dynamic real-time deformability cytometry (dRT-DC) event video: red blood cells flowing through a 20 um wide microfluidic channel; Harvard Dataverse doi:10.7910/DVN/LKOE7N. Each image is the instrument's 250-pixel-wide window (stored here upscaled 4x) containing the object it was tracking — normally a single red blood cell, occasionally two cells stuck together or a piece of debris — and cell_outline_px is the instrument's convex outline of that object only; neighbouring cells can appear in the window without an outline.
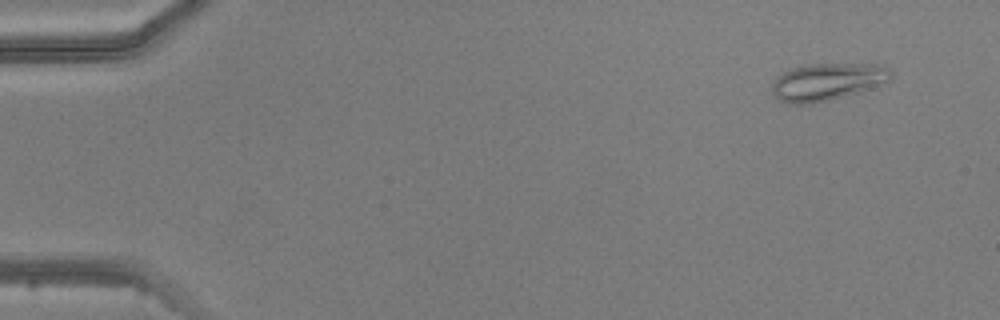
{"species": "common noctule bat (a hibernating species)", "species_latin": "Nyctalus noctula", "temperature_condition": "warm", "stored_images_in_passage": 4, "camera_frame_rate_fps": 3000, "um_per_image_px": 0.085, "animal": {"sex": "male", "body_mass_g": 20.5, "forearm_length_mm": 52.5}, "frame": {"image": 1, "passage_image": 1, "time_ms": 0.0, "image_size_px": [1000, 320], "cell_outline_px": [[892, 76], [888, 80], [868, 88], [856, 92], [828, 100], [812, 104], [796, 104], [780, 100], [772, 92], [772, 80], [776, 76], [792, 68], [812, 64], [884, 64], [892, 72]], "centroid_in_image_um": [70.28, 6.93], "position_along_channel_um": 14.7, "area_um2": 25.43}}